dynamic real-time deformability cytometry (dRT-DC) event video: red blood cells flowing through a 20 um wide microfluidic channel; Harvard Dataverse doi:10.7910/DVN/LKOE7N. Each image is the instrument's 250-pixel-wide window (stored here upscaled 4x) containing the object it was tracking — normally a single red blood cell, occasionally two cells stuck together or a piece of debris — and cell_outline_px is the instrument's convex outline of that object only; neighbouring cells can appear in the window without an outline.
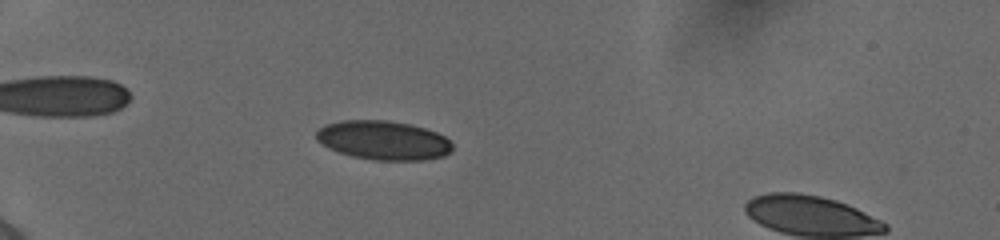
{"species": "human", "species_latin": "Homo sapiens", "temperature_condition": "cold", "stored_images_in_passage": 56, "camera_frame_rate_fps": 3000, "um_per_image_px": 0.085, "donor": {"sex": "female"}, "frame": {"image": 1, "passage_image": 19, "time_ms": 6.0, "image_size_px": [1000, 240], "cell_outline_px": [[452, 152], [444, 156], [420, 160], [376, 160], [352, 156], [328, 148], [316, 140], [316, 132], [324, 124], [340, 120], [388, 120], [408, 124], [424, 128], [436, 132], [444, 136], [452, 144]], "centroid_in_image_um": [32.57, 11.92], "position_along_channel_um": 52.4, "area_um2": 30.98}}
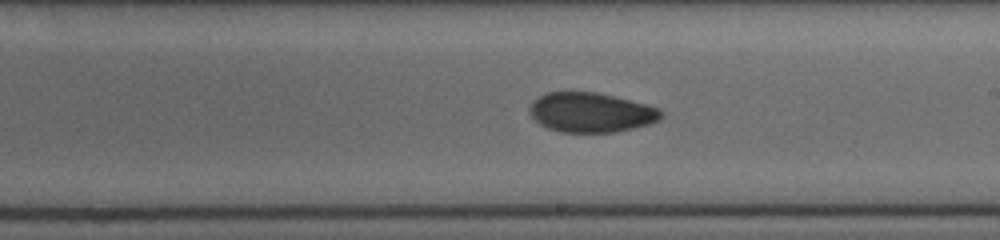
{"frame": {"image": 2, "passage_image": 36, "time_ms": 11.667, "image_size_px": [1000, 240], "cell_outline_px": [[660, 120], [648, 124], [632, 128], [612, 132], [560, 132], [548, 128], [540, 124], [528, 112], [528, 108], [540, 96], [548, 92], [568, 88], [596, 92], [660, 108]], "centroid_in_image_um": [50.16, 9.52], "position_along_channel_um": 238.8, "area_um2": 30.58}}
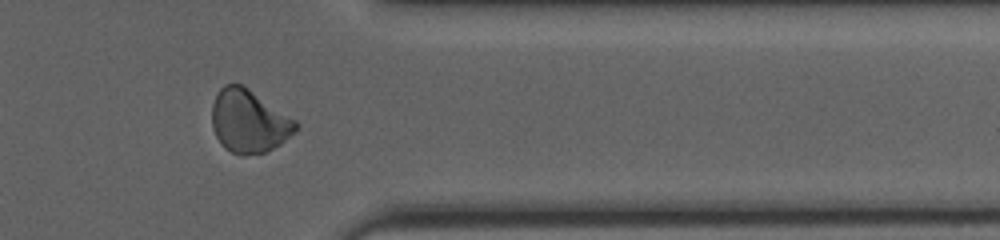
{"frame": {"image": 3, "passage_image": 48, "time_ms": 15.667, "image_size_px": [1000, 240], "cell_outline_px": [[300, 124], [280, 144], [268, 152], [244, 156], [240, 156], [224, 148], [216, 136], [212, 128], [212, 104], [220, 88], [224, 84], [240, 84], [248, 88], [296, 120]], "centroid_in_image_um": [21.13, 10.32], "position_along_channel_um": 390.3, "area_um2": 30.69}, "authors_computed_cell_mechanics": {"area_um2": 29.7959, "velocity_mm_per_s": 3.8876, "shape_relaxation_time_tau1_ms": null, "shape_relaxation_time_tau2_ms": 2.7083, "deformation_change_tau1": null, "deformation_change_tau2": 0.0671}}